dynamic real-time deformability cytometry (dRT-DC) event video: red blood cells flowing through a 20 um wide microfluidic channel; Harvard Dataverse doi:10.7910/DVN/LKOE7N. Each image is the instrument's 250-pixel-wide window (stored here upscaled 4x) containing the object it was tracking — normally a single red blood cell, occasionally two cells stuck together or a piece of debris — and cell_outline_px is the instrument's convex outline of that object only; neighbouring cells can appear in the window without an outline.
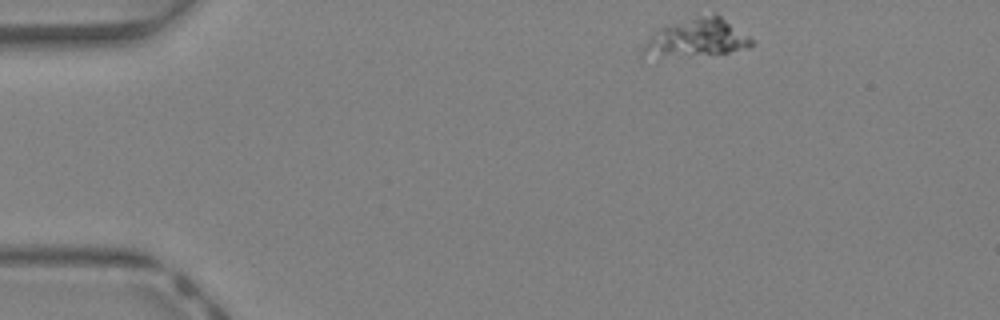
{"species": "Egyptian fruit bat (a non-hibernating species)", "species_latin": "Rousettus aegyptiacus", "temperature_condition": "warm", "stored_images_in_passage": 38, "camera_frame_rate_fps": 3000, "um_per_image_px": 0.085, "animal": {"sex": "female"}, "frame": {"image": 1, "passage_image": 1, "time_ms": 0.0, "image_size_px": [1000, 320], "cell_outline_px": [[752, 44], [748, 48], [728, 52], [664, 52], [644, 48], [648, 40], [660, 28], [668, 24], [696, 16], [720, 16], [748, 36], [752, 40]], "centroid_in_image_um": [59.43, 3.1], "position_along_channel_um": 25.6, "area_um2": 20.92}}
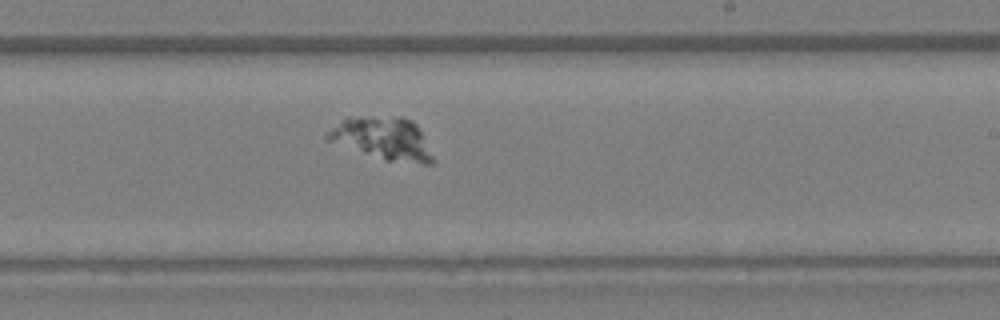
{"frame": {"image": 2, "passage_image": 21, "time_ms": 6.667, "image_size_px": [1000, 320], "cell_outline_px": [[436, 160], [432, 164], [424, 164], [384, 160], [324, 140], [324, 136], [332, 128], [348, 116], [400, 116], [412, 120], [416, 124]], "centroid_in_image_um": [32.54, 11.77], "position_along_channel_um": 256.5, "area_um2": 26.41}}
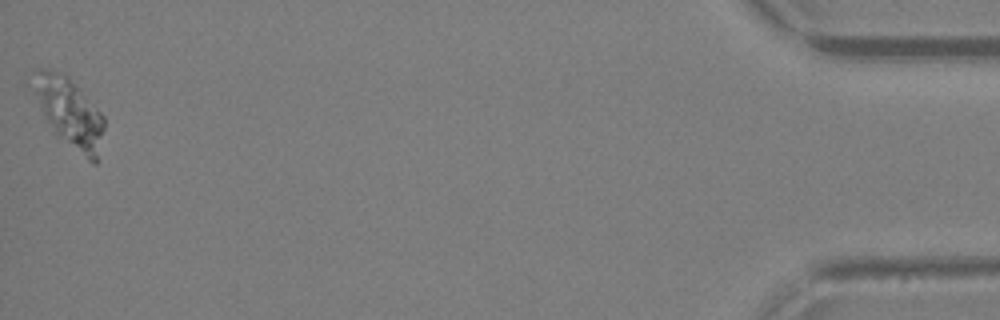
{"frame": {"image": 3, "passage_image": 38, "time_ms": 12.333, "image_size_px": [1000, 320], "cell_outline_px": [[104, 128], [100, 160], [96, 164], [92, 164], [56, 136], [24, 84], [36, 68], [48, 68], [60, 72], [68, 76], [104, 116]], "centroid_in_image_um": [5.8, 9.53], "position_along_channel_um": 429.4, "area_um2": 30.23}}